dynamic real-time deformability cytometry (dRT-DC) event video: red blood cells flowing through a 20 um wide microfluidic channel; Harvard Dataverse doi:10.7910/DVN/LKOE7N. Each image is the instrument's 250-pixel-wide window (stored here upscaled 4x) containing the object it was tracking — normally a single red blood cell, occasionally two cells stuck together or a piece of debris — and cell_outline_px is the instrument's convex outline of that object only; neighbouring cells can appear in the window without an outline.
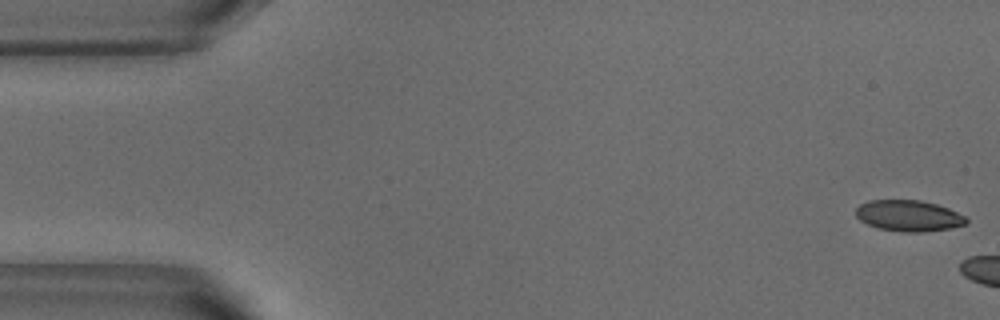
{"species": "common noctule bat (a hibernating species)", "species_latin": "Nyctalus noctula", "temperature_condition": "warm", "stored_images_in_passage": 5, "camera_frame_rate_fps": 3000, "um_per_image_px": 0.085, "animal": {"sex": "male", "body_mass_g": 18.8}, "frame": {"image": 1, "passage_image": 1, "time_ms": 0.0, "image_size_px": [1000, 320], "cell_outline_px": [[968, 224], [952, 228], [924, 232], [900, 232], [880, 228], [868, 224], [860, 220], [856, 216], [856, 208], [860, 204], [868, 200], [920, 200], [936, 204], [948, 208], [964, 216], [968, 220]], "centroid_in_image_um": [77.25, 18.34], "position_along_channel_um": 7.8, "area_um2": 20.06}}